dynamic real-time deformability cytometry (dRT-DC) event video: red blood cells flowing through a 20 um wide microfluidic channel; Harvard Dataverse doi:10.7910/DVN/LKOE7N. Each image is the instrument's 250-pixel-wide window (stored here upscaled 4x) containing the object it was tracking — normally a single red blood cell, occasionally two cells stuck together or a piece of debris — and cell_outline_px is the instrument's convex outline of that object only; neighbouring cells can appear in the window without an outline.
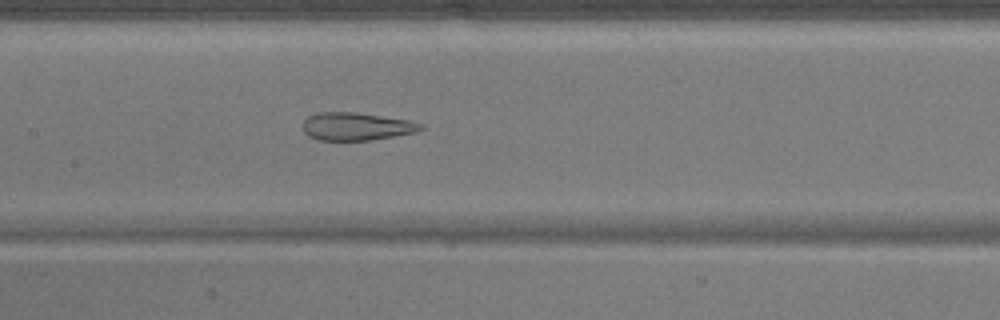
{"species": "common noctule bat (a hibernating species)", "species_latin": "Nyctalus noctula", "temperature_condition": "warm", "stored_images_in_passage": 50, "camera_frame_rate_fps": 3000, "um_per_image_px": 0.085, "animal": {"sex": "male", "body_mass_g": 17.9}, "frame": {"image": 1, "passage_image": 24, "time_ms": 7.667, "image_size_px": [1000, 320], "cell_outline_px": [[424, 128], [416, 132], [368, 140], [316, 140], [308, 136], [304, 132], [304, 120], [308, 116], [320, 112], [356, 112], [408, 120], [424, 124]], "centroid_in_image_um": [30.28, 10.74], "position_along_channel_um": 177.1, "area_um2": 19.02}}
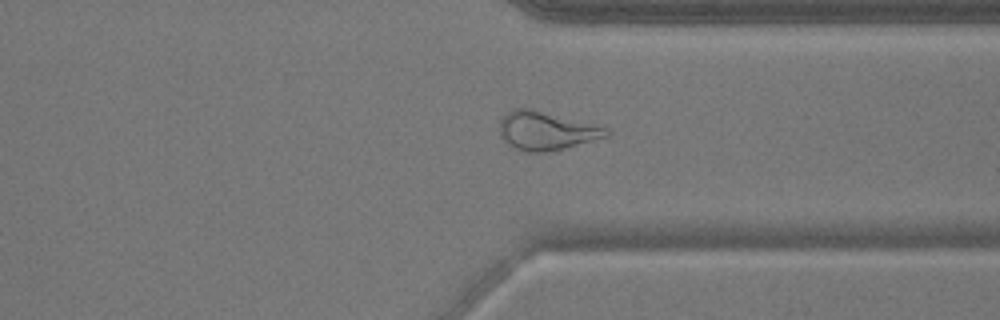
{"frame": {"image": 2, "passage_image": 38, "time_ms": 12.333, "image_size_px": [1000, 320], "cell_outline_px": [[612, 132], [608, 136], [568, 148], [548, 152], [528, 152], [516, 148], [508, 144], [500, 136], [500, 120], [508, 112], [516, 108], [528, 108], [608, 128]], "centroid_in_image_um": [46.45, 11.14], "position_along_channel_um": 365.0, "area_um2": 23.7}}
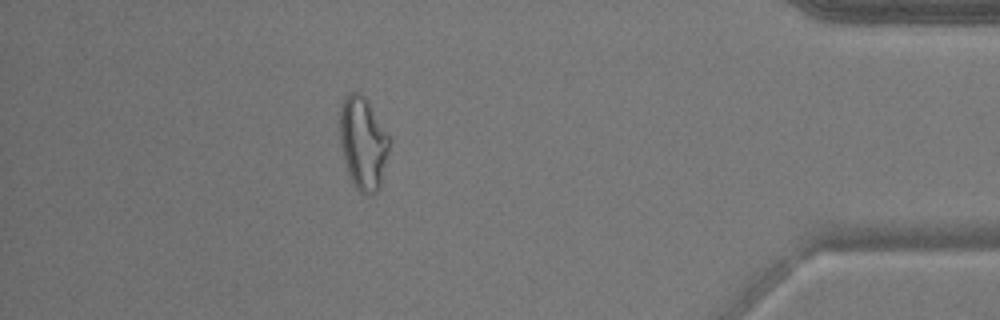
{"frame": {"image": 3, "passage_image": 44, "time_ms": 14.333, "image_size_px": [1000, 320], "cell_outline_px": [[388, 152], [380, 188], [376, 192], [368, 196], [360, 192], [356, 188], [348, 172], [344, 160], [340, 144], [340, 108], [344, 96], [348, 92], [360, 92], [368, 100], [388, 136]], "centroid_in_image_um": [30.84, 12.15], "position_along_channel_um": 404.4, "area_um2": 26.59}}